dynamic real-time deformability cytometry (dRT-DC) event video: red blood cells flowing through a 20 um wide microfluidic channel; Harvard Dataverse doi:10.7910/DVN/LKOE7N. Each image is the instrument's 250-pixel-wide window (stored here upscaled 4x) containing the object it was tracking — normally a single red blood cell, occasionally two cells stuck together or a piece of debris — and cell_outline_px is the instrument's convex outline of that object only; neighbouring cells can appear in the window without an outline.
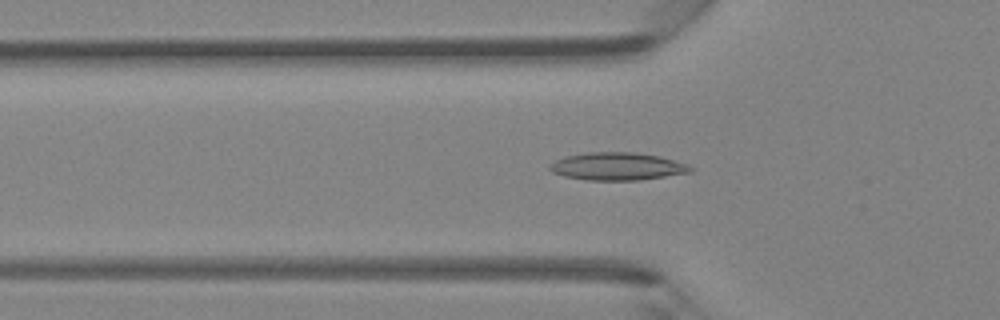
{"species": "Egyptian fruit bat (a non-hibernating species)", "species_latin": "Rousettus aegyptiacus", "temperature_condition": "room temperature", "stored_images_in_passage": 47, "camera_frame_rate_fps": 3000, "um_per_image_px": 0.085, "animal": {"sex": "female"}, "frame": {"image": 1, "passage_image": 16, "time_ms": 5.0, "image_size_px": [1000, 320], "cell_outline_px": [[692, 172], [640, 180], [588, 180], [564, 176], [552, 172], [548, 168], [548, 164], [564, 156], [588, 152], [632, 152], [660, 156], [688, 164], [692, 168]], "centroid_in_image_um": [52.45, 14.14], "position_along_channel_um": 73.4, "area_um2": 22.77}}
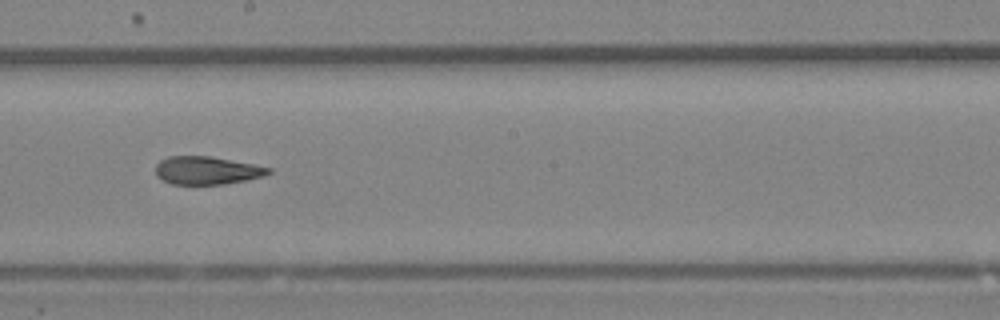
{"frame": {"image": 2, "passage_image": 27, "time_ms": 8.667, "image_size_px": [1000, 320], "cell_outline_px": [[272, 172], [264, 176], [224, 184], [172, 184], [156, 176], [156, 164], [160, 160], [168, 156], [212, 156], [272, 168]], "centroid_in_image_um": [17.58, 14.48], "position_along_channel_um": 230.6, "area_um2": 18.38}}
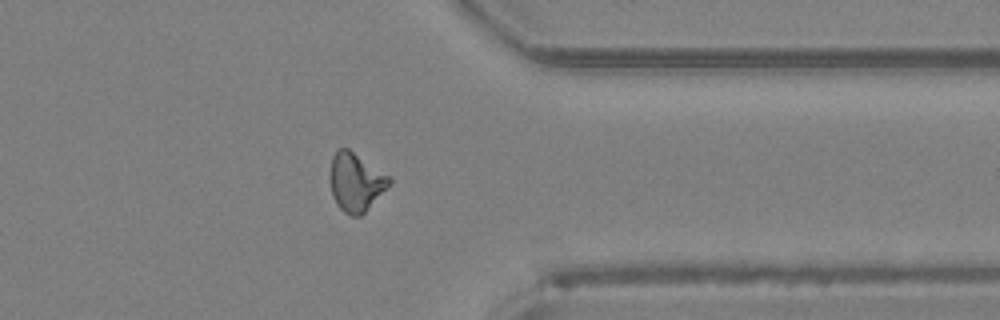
{"frame": {"image": 3, "passage_image": 38, "time_ms": 12.333, "image_size_px": [1000, 320], "cell_outline_px": [[392, 180], [368, 208], [360, 216], [352, 216], [344, 212], [336, 204], [332, 196], [332, 156], [336, 148], [348, 148], [392, 176]], "centroid_in_image_um": [30.26, 15.45], "position_along_channel_um": 381.1, "area_um2": 19.83}, "authors_computed_cell_mechanics": {"area_um2": 19.7676, "velocity_mm_per_s": 4.2968, "shape_relaxation_time_tau1_ms": null, "shape_relaxation_time_tau2_ms": 4.4334, "deformation_change_tau1": null, "deformation_change_tau2": 0.1378}}